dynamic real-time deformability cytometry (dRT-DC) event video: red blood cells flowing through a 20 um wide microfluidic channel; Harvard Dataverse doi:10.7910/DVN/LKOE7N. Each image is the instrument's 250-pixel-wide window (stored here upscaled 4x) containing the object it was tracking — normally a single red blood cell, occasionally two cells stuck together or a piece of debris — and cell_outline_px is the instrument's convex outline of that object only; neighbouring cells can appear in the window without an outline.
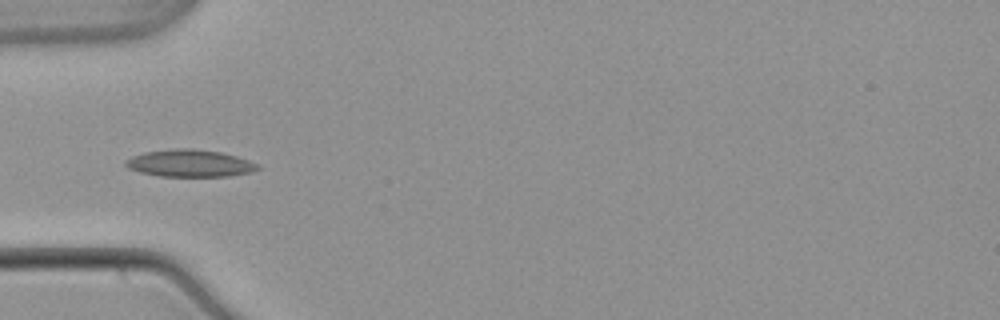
{"species": "common noctule bat (a hibernating species)", "species_latin": "Nyctalus noctula", "temperature_condition": "warm", "stored_images_in_passage": 53, "camera_frame_rate_fps": 3000, "um_per_image_px": 0.085, "animal": {"sex": "male", "body_mass_g": 21.5, "forearm_length_mm": 52.0}, "frame": {"image": 1, "passage_image": 17, "time_ms": 5.333, "image_size_px": [1000, 320], "cell_outline_px": [[260, 168], [252, 172], [228, 176], [160, 176], [140, 172], [128, 168], [124, 164], [124, 160], [132, 156], [144, 152], [176, 148], [192, 148], [220, 152], [236, 156], [248, 160], [256, 164]], "centroid_in_image_um": [16.1, 13.87], "position_along_channel_um": 68.9, "area_um2": 20.87}}
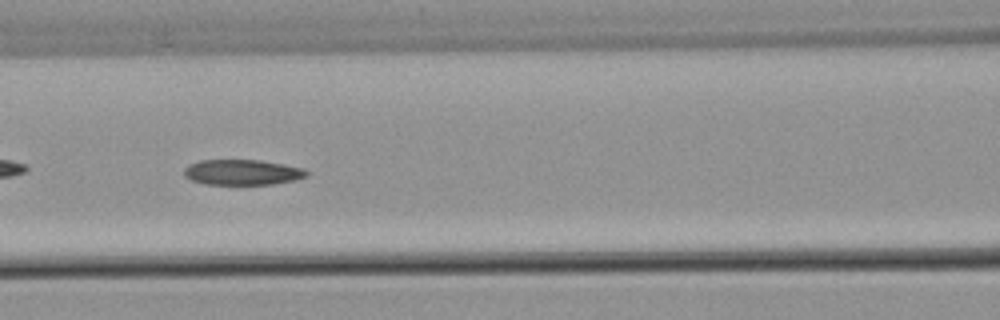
{"frame": {"image": 2, "passage_image": 23, "time_ms": 7.333, "image_size_px": [1000, 320], "cell_outline_px": [[308, 176], [296, 180], [272, 184], [204, 184], [192, 180], [184, 176], [184, 168], [188, 164], [200, 160], [260, 160], [284, 164], [304, 168], [308, 172]], "centroid_in_image_um": [20.6, 14.64], "position_along_channel_um": 146.0, "area_um2": 18.26}}
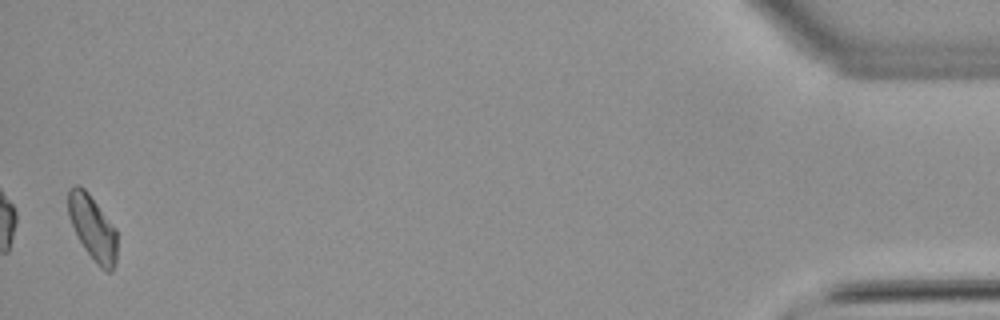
{"frame": {"image": 3, "passage_image": 52, "time_ms": 17.0, "image_size_px": [1000, 320], "cell_outline_px": [[116, 264], [112, 272], [108, 272], [100, 268], [96, 264], [84, 248], [68, 216], [68, 188], [76, 184], [84, 188], [88, 192], [116, 228]], "centroid_in_image_um": [7.88, 19.37], "position_along_channel_um": 427.3, "area_um2": 18.44}}